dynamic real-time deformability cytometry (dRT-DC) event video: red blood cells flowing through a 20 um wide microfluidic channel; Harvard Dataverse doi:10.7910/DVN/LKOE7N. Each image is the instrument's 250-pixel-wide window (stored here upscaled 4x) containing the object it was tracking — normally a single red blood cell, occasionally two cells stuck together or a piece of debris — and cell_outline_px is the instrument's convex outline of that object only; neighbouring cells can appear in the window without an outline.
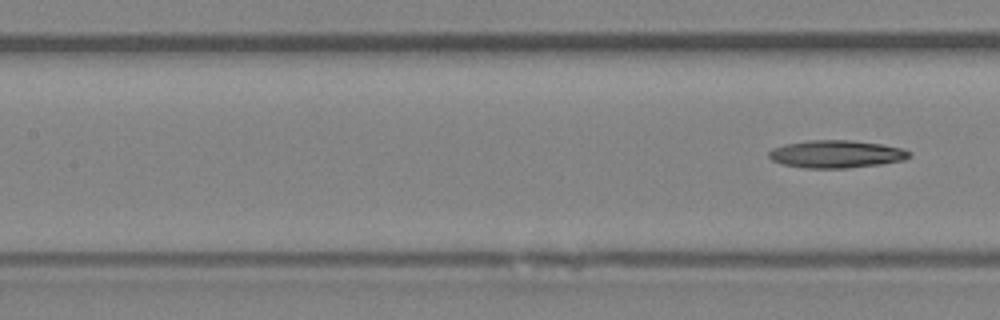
{"species": "Egyptian fruit bat (a non-hibernating species)", "species_latin": "Rousettus aegyptiacus", "temperature_condition": "room temperature", "stored_images_in_passage": 7, "segment_of_instrument_passage": [2, 2], "camera_frame_rate_fps": 3000, "um_per_image_px": 0.085, "animal": {"sex": "female"}, "frame": {"image": 1, "passage_image": 7, "time_ms": 7.667, "image_size_px": [1000, 320], "cell_outline_px": [[908, 156], [904, 160], [880, 164], [848, 168], [804, 168], [780, 164], [772, 160], [768, 156], [768, 152], [772, 148], [784, 144], [808, 140], [852, 140], [880, 144], [900, 148], [908, 152]], "centroid_in_image_um": [70.99, 13.1], "position_along_channel_um": 136.4, "area_um2": 22.54}}